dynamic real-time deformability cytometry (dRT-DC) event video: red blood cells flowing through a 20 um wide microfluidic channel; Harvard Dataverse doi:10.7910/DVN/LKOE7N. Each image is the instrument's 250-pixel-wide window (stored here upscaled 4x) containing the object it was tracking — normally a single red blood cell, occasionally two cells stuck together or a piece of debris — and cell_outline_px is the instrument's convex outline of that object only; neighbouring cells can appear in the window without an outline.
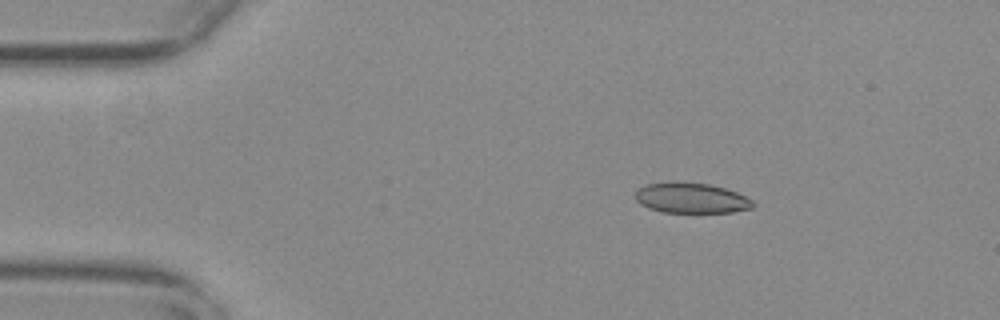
{"species": "common noctule bat (a hibernating species)", "species_latin": "Nyctalus noctula", "temperature_condition": "warm", "stored_images_in_passage": 50, "camera_frame_rate_fps": 3000, "um_per_image_px": 0.085, "animal": {"sex": "female", "body_mass_g": 29.2, "forearm_length_mm": 56.3}, "frame": {"image": 1, "passage_image": 4, "time_ms": 1.0, "image_size_px": [1000, 320], "cell_outline_px": [[756, 204], [752, 208], [732, 212], [660, 212], [648, 208], [640, 204], [636, 200], [636, 192], [644, 184], [672, 180], [676, 180], [708, 184], [724, 188], [736, 192], [752, 200]], "centroid_in_image_um": [58.72, 16.81], "position_along_channel_um": 26.3, "area_um2": 21.1}}
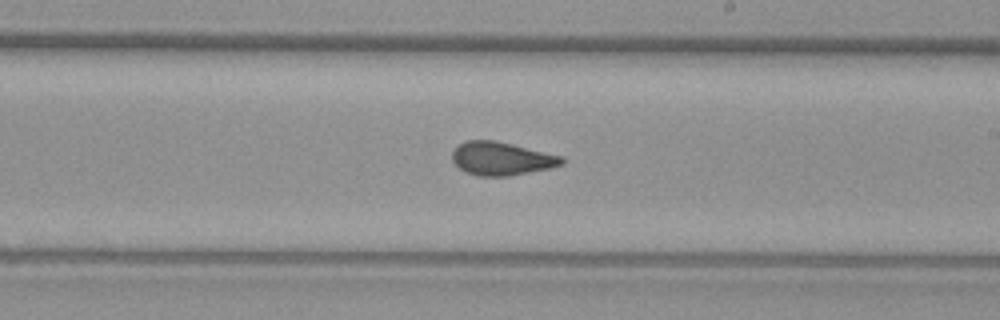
{"frame": {"image": 2, "passage_image": 27, "time_ms": 8.667, "image_size_px": [1000, 320], "cell_outline_px": [[564, 164], [552, 168], [508, 176], [476, 176], [464, 172], [452, 160], [452, 152], [460, 144], [468, 140], [496, 140], [564, 156]], "centroid_in_image_um": [42.66, 13.48], "position_along_channel_um": 246.3, "area_um2": 21.44}}
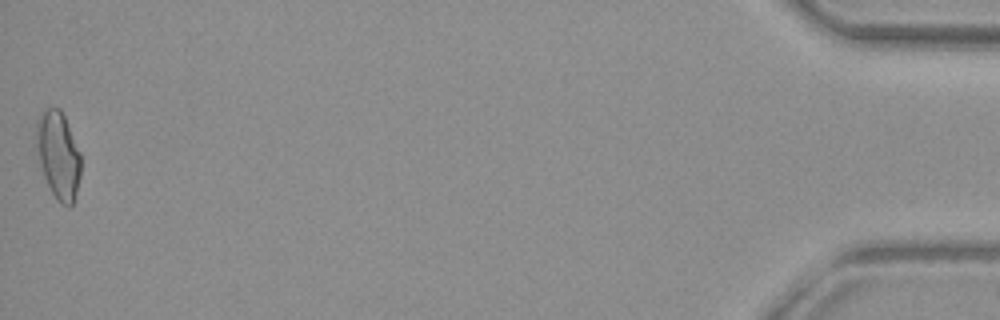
{"frame": {"image": 3, "passage_image": 50, "time_ms": 16.333, "image_size_px": [1000, 320], "cell_outline_px": [[80, 176], [76, 192], [72, 204], [68, 208], [60, 204], [56, 200], [44, 176], [40, 164], [36, 136], [36, 120], [44, 108], [60, 108], [64, 116], [80, 152]], "centroid_in_image_um": [4.95, 13.19], "position_along_channel_um": 430.2, "area_um2": 22.48}, "authors_computed_cell_mechanics": {"area_um2": 21.2993, "velocity_mm_per_s": 3.7427, "shape_relaxation_time_tau1_ms": null, "shape_relaxation_time_tau2_ms": 1.1387, "deformation_change_tau1": null, "deformation_change_tau2": 0.0589}}